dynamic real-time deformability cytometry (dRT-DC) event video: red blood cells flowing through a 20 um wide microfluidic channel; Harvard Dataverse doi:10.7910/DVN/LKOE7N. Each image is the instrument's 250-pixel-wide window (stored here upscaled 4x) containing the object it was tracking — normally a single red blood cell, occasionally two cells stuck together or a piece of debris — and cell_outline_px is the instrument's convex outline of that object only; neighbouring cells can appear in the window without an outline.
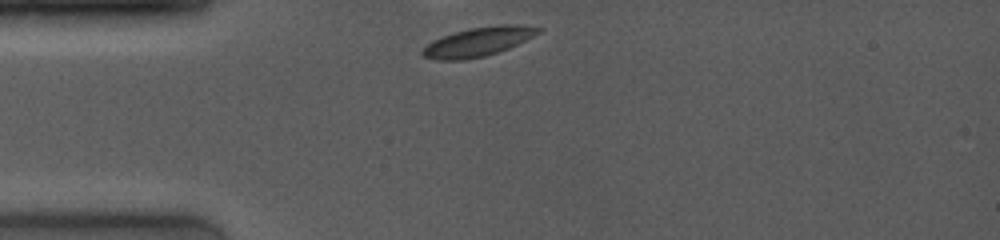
{"species": "common noctule bat (a hibernating species)", "species_latin": "Nyctalus noctula", "temperature_condition": "room temperature", "stored_images_in_passage": 3, "camera_frame_rate_fps": 4000, "um_per_image_px": 0.085, "animal": {"sex": "female", "body_mass_g": 19.0, "forearm_length_mm": 53.3}, "frame": {"image": 1, "passage_image": 1, "time_ms": 0.0, "image_size_px": [1000, 240], "cell_outline_px": [[544, 28], [540, 32], [508, 48], [484, 56], [464, 60], [436, 60], [420, 56], [420, 52], [432, 40], [456, 32], [472, 28], [504, 24], [516, 24]], "centroid_in_image_um": [40.61, 3.56], "position_along_channel_um": 44.4, "area_um2": 19.31}}